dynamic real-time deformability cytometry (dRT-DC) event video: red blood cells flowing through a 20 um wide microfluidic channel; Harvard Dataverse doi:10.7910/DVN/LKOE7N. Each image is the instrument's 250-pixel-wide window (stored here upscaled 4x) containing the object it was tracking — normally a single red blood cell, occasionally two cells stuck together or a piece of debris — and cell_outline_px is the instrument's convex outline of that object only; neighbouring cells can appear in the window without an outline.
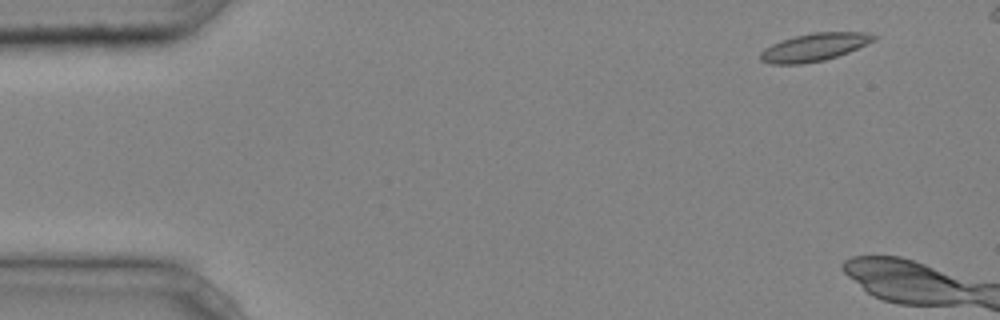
{"species": "common noctule bat (a hibernating species)", "species_latin": "Nyctalus noctula", "temperature_condition": "cold", "stored_images_in_passage": 8, "camera_frame_rate_fps": 3000, "um_per_image_px": 0.085, "animal": {"sex": "male", "body_mass_g": 20.4}, "frame": {"image": 1, "passage_image": 4, "time_ms": 1.0, "image_size_px": [1000, 320], "cell_outline_px": [[880, 36], [876, 40], [848, 52], [824, 60], [800, 64], [768, 64], [760, 60], [760, 52], [764, 48], [772, 44], [796, 36], [812, 32], [864, 32]], "centroid_in_image_um": [69.23, 4.01], "position_along_channel_um": 15.8, "area_um2": 18.32}}